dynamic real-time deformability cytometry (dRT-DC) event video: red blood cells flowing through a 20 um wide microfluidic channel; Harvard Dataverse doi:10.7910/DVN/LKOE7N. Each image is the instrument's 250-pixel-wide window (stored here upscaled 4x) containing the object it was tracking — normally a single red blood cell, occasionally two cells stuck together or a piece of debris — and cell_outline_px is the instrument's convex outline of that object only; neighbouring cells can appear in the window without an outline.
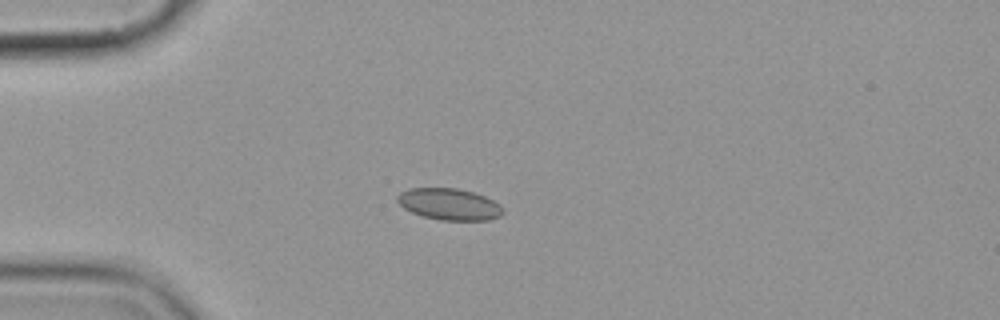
{"species": "common noctule bat (a hibernating species)", "species_latin": "Nyctalus noctula", "temperature_condition": "cold", "stored_images_in_passage": 6, "camera_frame_rate_fps": 3000, "um_per_image_px": 0.085, "animal": {"sex": "female", "body_mass_g": 19.9}, "frame": {"image": 1, "passage_image": 4, "time_ms": 3.667, "image_size_px": [1000, 320], "cell_outline_px": [[504, 212], [500, 216], [488, 220], [440, 220], [420, 216], [404, 208], [396, 200], [396, 196], [400, 192], [408, 188], [456, 188], [472, 192], [484, 196], [500, 204], [504, 208]], "centroid_in_image_um": [38.17, 17.36], "position_along_channel_um": 46.8, "area_um2": 19.54}}
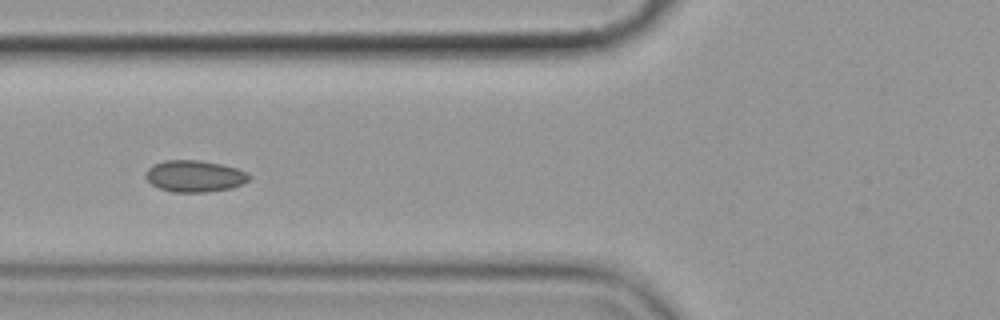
{"frame": {"image": 2, "passage_image": 6, "time_ms": 6.0, "image_size_px": [1000, 320], "cell_outline_px": [[252, 176], [244, 184], [232, 188], [204, 192], [172, 192], [160, 188], [152, 184], [144, 176], [148, 168], [152, 164], [164, 160], [200, 160], [220, 164], [236, 168], [248, 172]], "centroid_in_image_um": [16.55, 14.97], "position_along_channel_um": 109.2, "area_um2": 19.19}}